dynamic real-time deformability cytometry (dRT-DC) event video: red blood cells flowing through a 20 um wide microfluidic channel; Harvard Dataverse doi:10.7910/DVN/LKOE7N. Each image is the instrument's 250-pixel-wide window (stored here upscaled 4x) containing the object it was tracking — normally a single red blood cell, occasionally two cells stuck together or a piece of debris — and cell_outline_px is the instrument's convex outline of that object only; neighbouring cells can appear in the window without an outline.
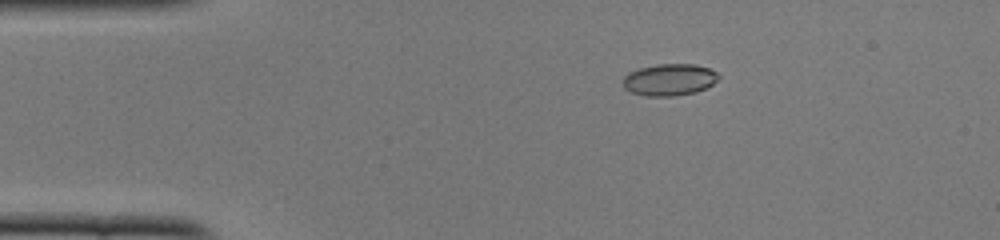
{"species": "common noctule bat (a hibernating species)", "species_latin": "Nyctalus noctula", "temperature_condition": "cold", "stored_images_in_passage": 43, "camera_frame_rate_fps": 3000, "um_per_image_px": 0.085, "animal": {"sex": "female", "body_mass_g": 22.0, "forearm_length_mm": 56.7}, "frame": {"image": 1, "passage_image": 1, "time_ms": 0.0, "image_size_px": [1000, 240], "cell_outline_px": [[720, 76], [712, 84], [696, 92], [676, 96], [648, 96], [632, 92], [624, 88], [624, 76], [628, 72], [640, 68], [656, 64], [696, 64], [708, 68], [716, 72]], "centroid_in_image_um": [56.89, 6.77], "position_along_channel_um": 28.1, "area_um2": 17.63}}
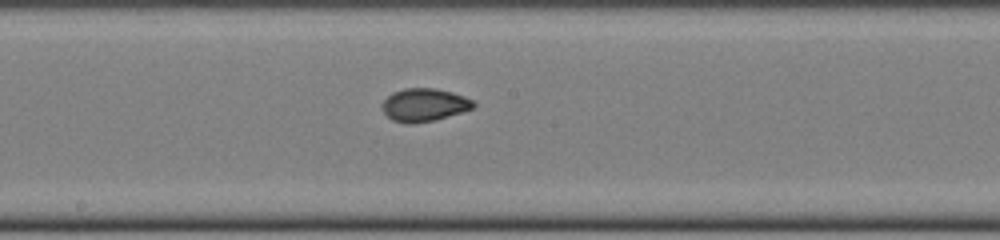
{"frame": {"image": 2, "passage_image": 19, "time_ms": 6.0, "image_size_px": [1000, 240], "cell_outline_px": [[476, 104], [472, 108], [460, 112], [432, 120], [412, 124], [408, 124], [392, 120], [384, 112], [380, 104], [392, 92], [404, 88], [436, 88], [452, 92], [464, 96], [472, 100]], "centroid_in_image_um": [36.02, 8.9], "position_along_channel_um": 212.2, "area_um2": 17.4}}
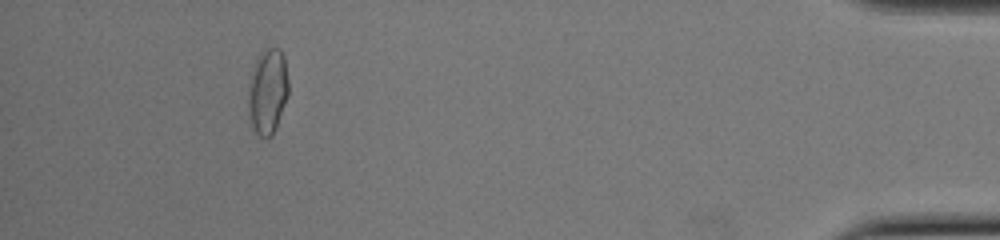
{"frame": {"image": 3, "passage_image": 39, "time_ms": 12.667, "image_size_px": [1000, 240], "cell_outline_px": [[288, 96], [272, 136], [260, 136], [252, 128], [248, 120], [248, 84], [252, 68], [260, 52], [264, 48], [280, 48], [284, 56], [288, 80]], "centroid_in_image_um": [22.73, 7.75], "position_along_channel_um": 412.5, "area_um2": 20.29}, "authors_computed_cell_mechanics": {"area_um2": 17.4556, "velocity_mm_per_s": 3.9332, "shape_relaxation_time_tau1_ms": 7.7729, "shape_relaxation_time_tau2_ms": null, "deformation_change_tau1": 0.1903, "deformation_change_tau2": null}}